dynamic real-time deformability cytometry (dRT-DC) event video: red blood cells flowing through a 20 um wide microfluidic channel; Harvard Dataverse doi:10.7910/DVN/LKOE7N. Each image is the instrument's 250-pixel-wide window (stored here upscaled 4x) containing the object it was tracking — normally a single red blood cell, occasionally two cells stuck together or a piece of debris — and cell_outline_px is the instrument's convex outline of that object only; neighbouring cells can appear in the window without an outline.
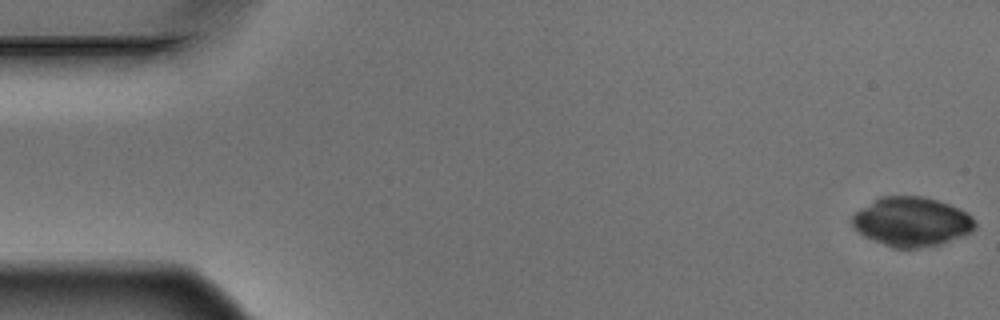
{"species": "Egyptian fruit bat (a non-hibernating species)", "species_latin": "Rousettus aegyptiacus", "temperature_condition": "warm", "stored_images_in_passage": 4, "camera_frame_rate_fps": 3000, "um_per_image_px": 0.085, "animal": {"sex": "male"}, "frame": {"image": 1, "passage_image": 1, "time_ms": 0.0, "image_size_px": [1000, 320], "cell_outline_px": [[976, 228], [960, 236], [940, 244], [920, 248], [896, 248], [872, 240], [864, 236], [852, 224], [852, 216], [856, 212], [880, 196], [924, 196], [960, 208], [968, 212], [976, 220]], "centroid_in_image_um": [77.52, 18.84], "position_along_channel_um": 7.5, "area_um2": 35.03}}